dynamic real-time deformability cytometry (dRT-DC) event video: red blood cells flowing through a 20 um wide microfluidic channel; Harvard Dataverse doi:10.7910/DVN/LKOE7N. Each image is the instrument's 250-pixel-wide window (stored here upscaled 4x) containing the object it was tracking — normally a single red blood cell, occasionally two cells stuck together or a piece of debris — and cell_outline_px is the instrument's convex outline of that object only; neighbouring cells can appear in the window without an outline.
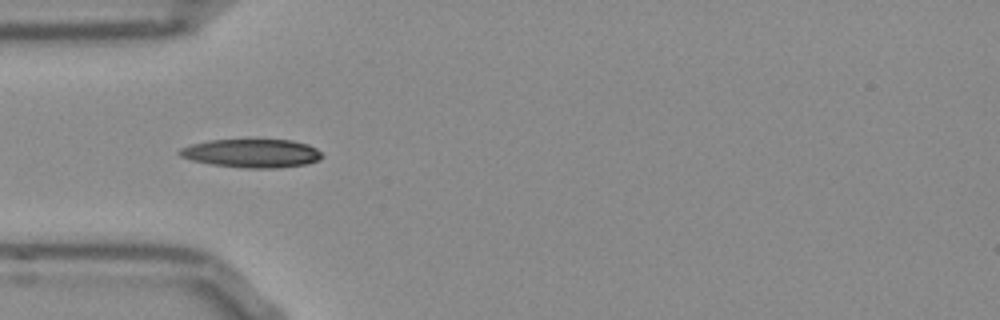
{"species": "Egyptian fruit bat (a non-hibernating species)", "species_latin": "Rousettus aegyptiacus", "temperature_condition": "room temperature", "stored_images_in_passage": 38, "camera_frame_rate_fps": 3000, "um_per_image_px": 0.085, "frame": {"image": 1, "passage_image": 1, "time_ms": 0.0, "image_size_px": [1000, 320], "cell_outline_px": [[324, 156], [320, 160], [304, 164], [280, 168], [244, 168], [212, 164], [192, 160], [180, 156], [176, 152], [180, 148], [192, 144], [212, 140], [292, 140], [308, 144], [316, 148]], "centroid_in_image_um": [21.42, 13.03], "position_along_channel_um": 63.6, "area_um2": 23.64}}
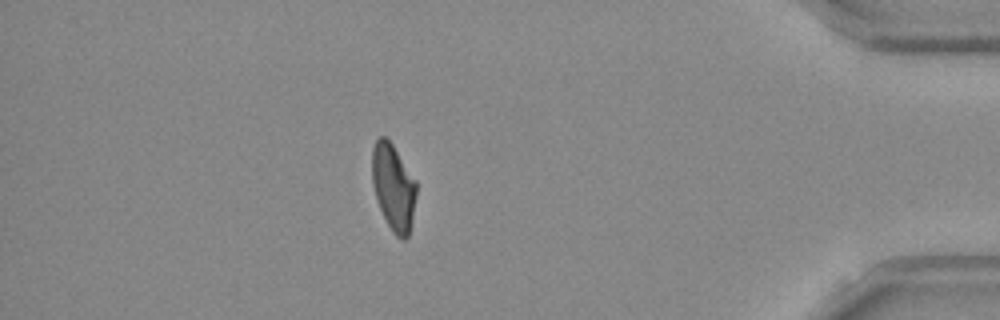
{"frame": {"image": 2, "passage_image": 31, "time_ms": 10.0, "image_size_px": [1000, 320], "cell_outline_px": [[416, 196], [408, 236], [404, 240], [400, 240], [392, 232], [380, 208], [372, 184], [372, 148], [376, 140], [380, 136], [384, 136], [392, 144], [416, 180]], "centroid_in_image_um": [33.43, 15.9], "position_along_channel_um": 401.8, "area_um2": 22.08}}
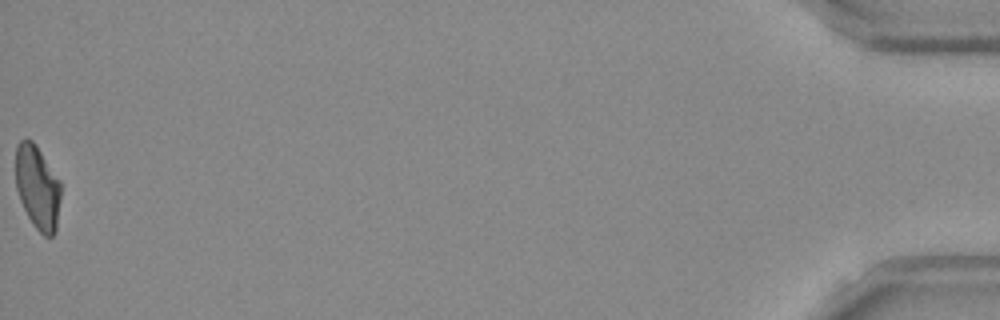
{"frame": {"image": 3, "passage_image": 38, "time_ms": 12.333, "image_size_px": [1000, 320], "cell_outline_px": [[60, 196], [56, 232], [52, 236], [44, 236], [32, 224], [20, 200], [16, 188], [16, 144], [20, 140], [32, 140], [36, 144], [60, 180]], "centroid_in_image_um": [3.19, 15.92], "position_along_channel_um": 432.0, "area_um2": 22.08}, "authors_computed_cell_mechanics": {"area_um2": 22.5998, "velocity_mm_per_s": 3.8419, "shape_relaxation_time_tau1_ms": 6.8039, "shape_relaxation_time_tau2_ms": 5.1203, "deformation_change_tau1": 0.1832, "deformation_change_tau2": 0.1181}}